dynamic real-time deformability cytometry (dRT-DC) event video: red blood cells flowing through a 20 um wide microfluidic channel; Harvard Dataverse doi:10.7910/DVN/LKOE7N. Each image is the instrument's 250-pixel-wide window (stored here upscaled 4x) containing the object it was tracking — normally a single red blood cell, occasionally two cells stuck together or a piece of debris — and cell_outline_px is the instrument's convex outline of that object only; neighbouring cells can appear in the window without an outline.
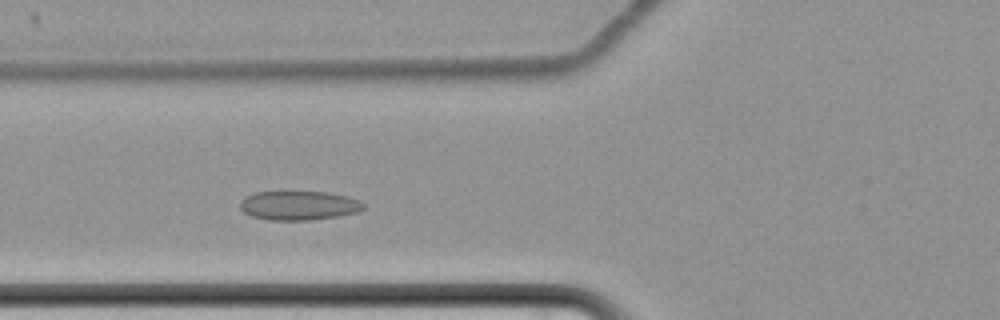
{"species": "common noctule bat (a hibernating species)", "species_latin": "Nyctalus noctula", "temperature_condition": "cold", "stored_images_in_passage": 55, "camera_frame_rate_fps": 3000, "um_per_image_px": 0.085, "animal": {"sex": "female", "body_mass_g": 22.7, "forearm_length_mm": 54.2}, "frame": {"image": 1, "passage_image": 18, "time_ms": 5.667, "image_size_px": [1000, 320], "cell_outline_px": [[364, 208], [356, 212], [336, 216], [308, 220], [268, 220], [252, 216], [244, 212], [240, 208], [240, 200], [244, 196], [252, 192], [328, 192], [348, 196], [360, 200], [364, 204]], "centroid_in_image_um": [25.36, 17.45], "position_along_channel_um": 100.4, "area_um2": 20.98}}
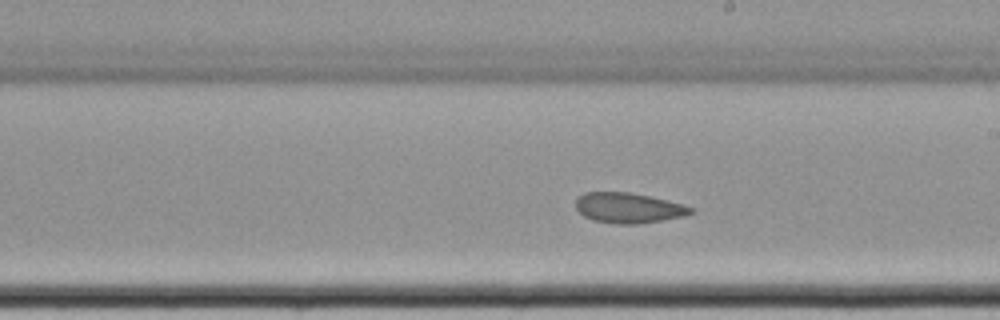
{"frame": {"image": 2, "passage_image": 30, "time_ms": 9.667, "image_size_px": [1000, 320], "cell_outline_px": [[696, 212], [684, 216], [636, 224], [616, 224], [592, 220], [584, 216], [576, 208], [576, 196], [584, 192], [628, 192], [668, 200], [684, 204], [696, 208]], "centroid_in_image_um": [53.43, 17.66], "position_along_channel_um": 235.6, "area_um2": 20.46}}
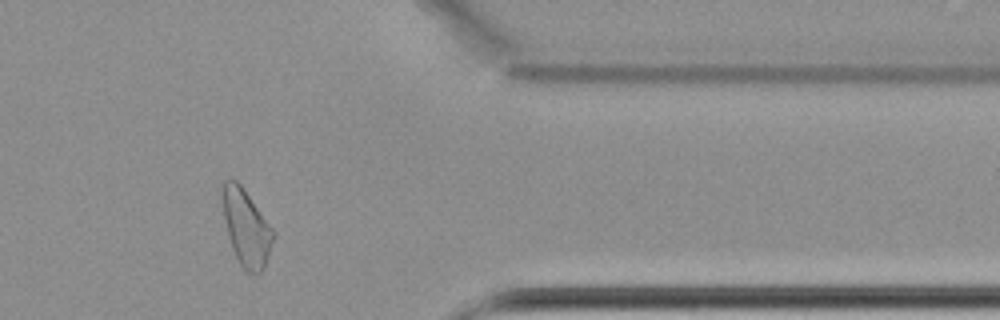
{"frame": {"image": 3, "passage_image": 45, "time_ms": 14.667, "image_size_px": [1000, 320], "cell_outline_px": [[276, 236], [264, 268], [260, 272], [248, 272], [240, 264], [232, 248], [228, 236], [224, 216], [220, 188], [224, 180], [236, 180], [244, 188], [276, 232]], "centroid_in_image_um": [20.94, 19.31], "position_along_channel_um": 390.5, "area_um2": 22.77}, "authors_computed_cell_mechanics": {"area_um2": 22.5998, "velocity_mm_per_s": 3.3865, "shape_relaxation_time_tau1_ms": null, "shape_relaxation_time_tau2_ms": 2.9416, "deformation_change_tau1": null, "deformation_change_tau2": 0.0932}}